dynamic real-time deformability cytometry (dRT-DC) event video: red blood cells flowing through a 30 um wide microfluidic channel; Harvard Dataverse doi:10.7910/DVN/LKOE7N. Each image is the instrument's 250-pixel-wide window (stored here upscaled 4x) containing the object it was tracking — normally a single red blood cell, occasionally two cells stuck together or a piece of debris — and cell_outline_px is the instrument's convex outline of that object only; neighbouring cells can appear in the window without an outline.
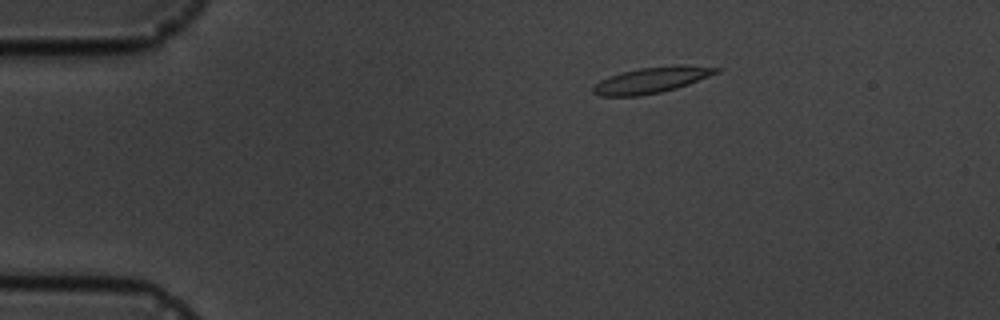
{"species": "common noctule bat (a hibernating species)", "species_latin": "Nyctalus noctula", "temperature_condition": "cold", "stored_images_in_passage": 2, "camera_frame_rate_fps": 3000, "um_per_image_px": 0.085, "animal": {"sex": "male", "body_mass_g": 19.5, "forearm_length_mm": 54.6}, "frame": {"image": 1, "passage_image": 1, "time_ms": 0.0, "image_size_px": [1000, 320], "cell_outline_px": [[724, 68], [720, 72], [688, 84], [676, 88], [660, 92], [640, 96], [600, 96], [592, 92], [592, 88], [600, 80], [608, 76], [640, 68], [676, 64], [680, 64]], "centroid_in_image_um": [55.42, 6.79], "position_along_channel_um": 29.6, "area_um2": 18.67}}